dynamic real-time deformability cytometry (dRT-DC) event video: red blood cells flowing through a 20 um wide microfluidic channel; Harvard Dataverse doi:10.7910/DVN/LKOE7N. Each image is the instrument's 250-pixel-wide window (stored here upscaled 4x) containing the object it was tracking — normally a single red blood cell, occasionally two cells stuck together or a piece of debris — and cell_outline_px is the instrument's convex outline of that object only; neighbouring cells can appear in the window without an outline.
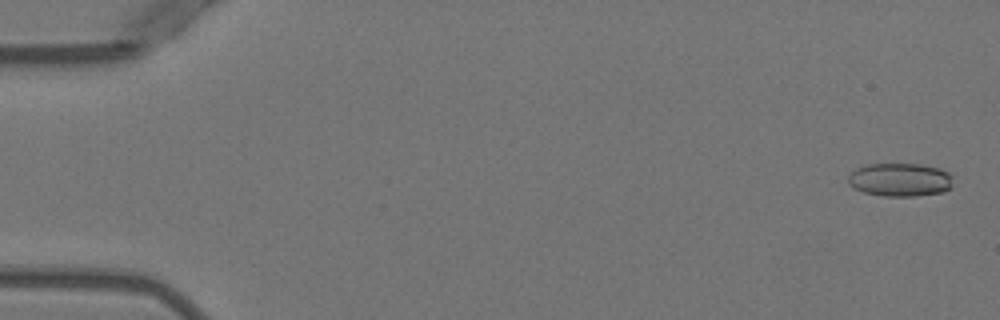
{"species": "Egyptian fruit bat (a non-hibernating species)", "species_latin": "Rousettus aegyptiacus", "temperature_condition": "warm", "stored_images_in_passage": 7, "camera_frame_rate_fps": 3000, "um_per_image_px": 0.085, "animal": {"sex": "female"}, "frame": {"image": 1, "passage_image": 1, "time_ms": 0.0, "image_size_px": [1000, 320], "cell_outline_px": [[952, 176], [948, 188], [944, 192], [916, 196], [884, 196], [864, 192], [848, 184], [848, 176], [856, 168], [868, 164], [920, 164], [940, 168], [948, 172]], "centroid_in_image_um": [76.49, 15.27], "position_along_channel_um": 8.5, "area_um2": 20.29}}
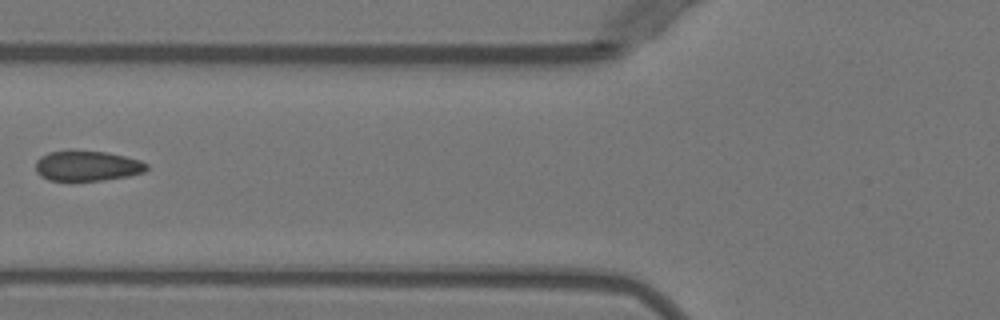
{"frame": {"image": 2, "passage_image": 6, "time_ms": 6.333, "image_size_px": [1000, 320], "cell_outline_px": [[148, 168], [144, 172], [128, 176], [100, 180], [48, 180], [40, 176], [36, 172], [36, 160], [40, 156], [48, 152], [108, 152], [140, 160], [148, 164]], "centroid_in_image_um": [7.41, 14.11], "position_along_channel_um": 118.4, "area_um2": 19.19}}
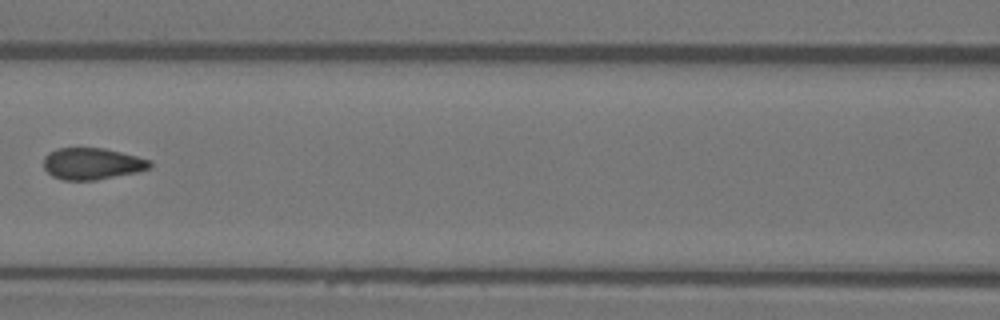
{"frame": {"image": 3, "passage_image": 7, "time_ms": 7.333, "image_size_px": [1000, 320], "cell_outline_px": [[152, 164], [148, 168], [136, 172], [96, 180], [64, 180], [52, 176], [44, 168], [44, 156], [48, 152], [56, 148], [104, 148], [152, 160]], "centroid_in_image_um": [7.8, 13.91], "position_along_channel_um": 158.8, "area_um2": 19.54}}